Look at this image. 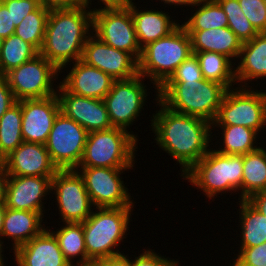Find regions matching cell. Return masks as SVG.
Masks as SVG:
<instances>
[{"mask_svg":"<svg viewBox=\"0 0 266 266\" xmlns=\"http://www.w3.org/2000/svg\"><path fill=\"white\" fill-rule=\"evenodd\" d=\"M158 110L151 116V130L158 147L168 153L180 166L179 175H185L207 152L213 139L210 122L195 116L181 114L166 107L155 94Z\"/></svg>","mask_w":266,"mask_h":266,"instance_id":"obj_1","label":"cell"},{"mask_svg":"<svg viewBox=\"0 0 266 266\" xmlns=\"http://www.w3.org/2000/svg\"><path fill=\"white\" fill-rule=\"evenodd\" d=\"M92 29L93 12L84 6L51 7L39 53L62 73L82 59Z\"/></svg>","mask_w":266,"mask_h":266,"instance_id":"obj_2","label":"cell"},{"mask_svg":"<svg viewBox=\"0 0 266 266\" xmlns=\"http://www.w3.org/2000/svg\"><path fill=\"white\" fill-rule=\"evenodd\" d=\"M242 175L243 155H226L210 148L182 177L213 201L220 194L239 191L238 200H242Z\"/></svg>","mask_w":266,"mask_h":266,"instance_id":"obj_3","label":"cell"},{"mask_svg":"<svg viewBox=\"0 0 266 266\" xmlns=\"http://www.w3.org/2000/svg\"><path fill=\"white\" fill-rule=\"evenodd\" d=\"M227 89L206 79L191 82H165L158 99L169 109L214 122Z\"/></svg>","mask_w":266,"mask_h":266,"instance_id":"obj_4","label":"cell"},{"mask_svg":"<svg viewBox=\"0 0 266 266\" xmlns=\"http://www.w3.org/2000/svg\"><path fill=\"white\" fill-rule=\"evenodd\" d=\"M134 207L95 208L81 222L87 256L93 261L124 254L118 246L127 237ZM123 252V253H122Z\"/></svg>","mask_w":266,"mask_h":266,"instance_id":"obj_5","label":"cell"},{"mask_svg":"<svg viewBox=\"0 0 266 266\" xmlns=\"http://www.w3.org/2000/svg\"><path fill=\"white\" fill-rule=\"evenodd\" d=\"M192 54L191 37L179 25L166 37L149 43L141 49L138 60V74L150 79L158 89L170 78L176 68Z\"/></svg>","mask_w":266,"mask_h":266,"instance_id":"obj_6","label":"cell"},{"mask_svg":"<svg viewBox=\"0 0 266 266\" xmlns=\"http://www.w3.org/2000/svg\"><path fill=\"white\" fill-rule=\"evenodd\" d=\"M138 141L130 132L121 128L88 132L78 167L133 168Z\"/></svg>","mask_w":266,"mask_h":266,"instance_id":"obj_7","label":"cell"},{"mask_svg":"<svg viewBox=\"0 0 266 266\" xmlns=\"http://www.w3.org/2000/svg\"><path fill=\"white\" fill-rule=\"evenodd\" d=\"M211 125H242L261 134L266 128V90H255L252 83L228 89Z\"/></svg>","mask_w":266,"mask_h":266,"instance_id":"obj_8","label":"cell"},{"mask_svg":"<svg viewBox=\"0 0 266 266\" xmlns=\"http://www.w3.org/2000/svg\"><path fill=\"white\" fill-rule=\"evenodd\" d=\"M59 75H61L60 71L39 53L33 59L11 69L4 77L15 100L20 101L56 95ZM54 80L57 84H54Z\"/></svg>","mask_w":266,"mask_h":266,"instance_id":"obj_9","label":"cell"},{"mask_svg":"<svg viewBox=\"0 0 266 266\" xmlns=\"http://www.w3.org/2000/svg\"><path fill=\"white\" fill-rule=\"evenodd\" d=\"M144 80L140 74L126 80H115L111 90L103 99L112 126L130 132L137 140L138 135L129 131V128L141 116L140 113L145 109L143 106L147 103V96H150Z\"/></svg>","mask_w":266,"mask_h":266,"instance_id":"obj_10","label":"cell"},{"mask_svg":"<svg viewBox=\"0 0 266 266\" xmlns=\"http://www.w3.org/2000/svg\"><path fill=\"white\" fill-rule=\"evenodd\" d=\"M133 168L78 167L94 208L133 207L134 200L120 176Z\"/></svg>","mask_w":266,"mask_h":266,"instance_id":"obj_11","label":"cell"},{"mask_svg":"<svg viewBox=\"0 0 266 266\" xmlns=\"http://www.w3.org/2000/svg\"><path fill=\"white\" fill-rule=\"evenodd\" d=\"M88 132L62 112L56 116L45 147L58 170L77 169L85 149Z\"/></svg>","mask_w":266,"mask_h":266,"instance_id":"obj_12","label":"cell"},{"mask_svg":"<svg viewBox=\"0 0 266 266\" xmlns=\"http://www.w3.org/2000/svg\"><path fill=\"white\" fill-rule=\"evenodd\" d=\"M52 193L61 216L60 223L84 222L95 209L76 169L58 170L52 178Z\"/></svg>","mask_w":266,"mask_h":266,"instance_id":"obj_13","label":"cell"},{"mask_svg":"<svg viewBox=\"0 0 266 266\" xmlns=\"http://www.w3.org/2000/svg\"><path fill=\"white\" fill-rule=\"evenodd\" d=\"M92 33L107 45L128 52L137 61L139 60L141 48L132 14L127 6L94 11Z\"/></svg>","mask_w":266,"mask_h":266,"instance_id":"obj_14","label":"cell"},{"mask_svg":"<svg viewBox=\"0 0 266 266\" xmlns=\"http://www.w3.org/2000/svg\"><path fill=\"white\" fill-rule=\"evenodd\" d=\"M81 60L114 80L130 79L138 74V61L130 53L107 45L93 33L85 43Z\"/></svg>","mask_w":266,"mask_h":266,"instance_id":"obj_15","label":"cell"},{"mask_svg":"<svg viewBox=\"0 0 266 266\" xmlns=\"http://www.w3.org/2000/svg\"><path fill=\"white\" fill-rule=\"evenodd\" d=\"M56 95L60 112L80 124L87 132L113 127L104 100L75 95L68 92L60 83Z\"/></svg>","mask_w":266,"mask_h":266,"instance_id":"obj_16","label":"cell"},{"mask_svg":"<svg viewBox=\"0 0 266 266\" xmlns=\"http://www.w3.org/2000/svg\"><path fill=\"white\" fill-rule=\"evenodd\" d=\"M21 131L24 142L45 144L53 122L60 112L57 95L21 100Z\"/></svg>","mask_w":266,"mask_h":266,"instance_id":"obj_17","label":"cell"},{"mask_svg":"<svg viewBox=\"0 0 266 266\" xmlns=\"http://www.w3.org/2000/svg\"><path fill=\"white\" fill-rule=\"evenodd\" d=\"M53 177L9 176L6 187V208L45 213L42 202L51 194ZM46 198V199H45Z\"/></svg>","mask_w":266,"mask_h":266,"instance_id":"obj_18","label":"cell"},{"mask_svg":"<svg viewBox=\"0 0 266 266\" xmlns=\"http://www.w3.org/2000/svg\"><path fill=\"white\" fill-rule=\"evenodd\" d=\"M9 176L54 177L58 171L45 144L22 142L3 159Z\"/></svg>","mask_w":266,"mask_h":266,"instance_id":"obj_19","label":"cell"},{"mask_svg":"<svg viewBox=\"0 0 266 266\" xmlns=\"http://www.w3.org/2000/svg\"><path fill=\"white\" fill-rule=\"evenodd\" d=\"M47 226L32 240L19 246L14 252L17 266H71L64 258L58 241Z\"/></svg>","mask_w":266,"mask_h":266,"instance_id":"obj_20","label":"cell"},{"mask_svg":"<svg viewBox=\"0 0 266 266\" xmlns=\"http://www.w3.org/2000/svg\"><path fill=\"white\" fill-rule=\"evenodd\" d=\"M72 69L60 84L70 93L94 99H104L115 81L110 75L82 60L71 63Z\"/></svg>","mask_w":266,"mask_h":266,"instance_id":"obj_21","label":"cell"},{"mask_svg":"<svg viewBox=\"0 0 266 266\" xmlns=\"http://www.w3.org/2000/svg\"><path fill=\"white\" fill-rule=\"evenodd\" d=\"M44 213L14 210L6 208L2 233L0 236V249L4 251V239L8 241L11 238L13 242L11 245V252H13L21 245L32 240L35 236L39 235L45 228ZM3 239V241H2ZM4 246V247H3Z\"/></svg>","mask_w":266,"mask_h":266,"instance_id":"obj_22","label":"cell"},{"mask_svg":"<svg viewBox=\"0 0 266 266\" xmlns=\"http://www.w3.org/2000/svg\"><path fill=\"white\" fill-rule=\"evenodd\" d=\"M133 1L131 0L127 7L132 14L135 32L141 49L149 43L166 37L180 25L178 20H173V17L168 15L169 12L150 8L141 10V7L137 6Z\"/></svg>","mask_w":266,"mask_h":266,"instance_id":"obj_23","label":"cell"},{"mask_svg":"<svg viewBox=\"0 0 266 266\" xmlns=\"http://www.w3.org/2000/svg\"><path fill=\"white\" fill-rule=\"evenodd\" d=\"M239 61V62H238ZM235 67L239 87H250V82L266 78V33H258L252 40L242 43Z\"/></svg>","mask_w":266,"mask_h":266,"instance_id":"obj_24","label":"cell"},{"mask_svg":"<svg viewBox=\"0 0 266 266\" xmlns=\"http://www.w3.org/2000/svg\"><path fill=\"white\" fill-rule=\"evenodd\" d=\"M191 37L192 52L212 51L238 60L242 42L229 27L207 30H186Z\"/></svg>","mask_w":266,"mask_h":266,"instance_id":"obj_25","label":"cell"},{"mask_svg":"<svg viewBox=\"0 0 266 266\" xmlns=\"http://www.w3.org/2000/svg\"><path fill=\"white\" fill-rule=\"evenodd\" d=\"M215 127H217V131L222 130L219 139L221 140L219 142L221 147H215V150L219 153L226 155H245L260 147L257 146L260 144V142L258 143L257 141L261 137L251 128L242 125H212V130H214Z\"/></svg>","mask_w":266,"mask_h":266,"instance_id":"obj_26","label":"cell"},{"mask_svg":"<svg viewBox=\"0 0 266 266\" xmlns=\"http://www.w3.org/2000/svg\"><path fill=\"white\" fill-rule=\"evenodd\" d=\"M240 233L241 239L239 246V252L243 248H250L257 245H261L266 242V218L258 210H256L247 200L238 201Z\"/></svg>","mask_w":266,"mask_h":266,"instance_id":"obj_27","label":"cell"},{"mask_svg":"<svg viewBox=\"0 0 266 266\" xmlns=\"http://www.w3.org/2000/svg\"><path fill=\"white\" fill-rule=\"evenodd\" d=\"M51 232L56 237L64 258L71 266H86L94 263L87 256L82 223H64L62 227ZM74 258H77V261Z\"/></svg>","mask_w":266,"mask_h":266,"instance_id":"obj_28","label":"cell"},{"mask_svg":"<svg viewBox=\"0 0 266 266\" xmlns=\"http://www.w3.org/2000/svg\"><path fill=\"white\" fill-rule=\"evenodd\" d=\"M192 53L195 54L199 60L204 79L219 83L227 90L237 85L234 67L236 63H233L229 57L212 51Z\"/></svg>","mask_w":266,"mask_h":266,"instance_id":"obj_29","label":"cell"},{"mask_svg":"<svg viewBox=\"0 0 266 266\" xmlns=\"http://www.w3.org/2000/svg\"><path fill=\"white\" fill-rule=\"evenodd\" d=\"M243 155L242 200L266 190V147Z\"/></svg>","mask_w":266,"mask_h":266,"instance_id":"obj_30","label":"cell"},{"mask_svg":"<svg viewBox=\"0 0 266 266\" xmlns=\"http://www.w3.org/2000/svg\"><path fill=\"white\" fill-rule=\"evenodd\" d=\"M191 8V15L181 23L185 30L228 27V18L216 0H198Z\"/></svg>","mask_w":266,"mask_h":266,"instance_id":"obj_31","label":"cell"},{"mask_svg":"<svg viewBox=\"0 0 266 266\" xmlns=\"http://www.w3.org/2000/svg\"><path fill=\"white\" fill-rule=\"evenodd\" d=\"M21 100L13 104L0 118V157L4 159L22 142Z\"/></svg>","mask_w":266,"mask_h":266,"instance_id":"obj_32","label":"cell"},{"mask_svg":"<svg viewBox=\"0 0 266 266\" xmlns=\"http://www.w3.org/2000/svg\"><path fill=\"white\" fill-rule=\"evenodd\" d=\"M39 51L29 42L22 40L16 34L3 40L0 53V76H4L11 69L33 59Z\"/></svg>","mask_w":266,"mask_h":266,"instance_id":"obj_33","label":"cell"},{"mask_svg":"<svg viewBox=\"0 0 266 266\" xmlns=\"http://www.w3.org/2000/svg\"><path fill=\"white\" fill-rule=\"evenodd\" d=\"M50 8L42 3L35 11L27 14L15 30L17 36L32 44L38 51L44 42Z\"/></svg>","mask_w":266,"mask_h":266,"instance_id":"obj_34","label":"cell"},{"mask_svg":"<svg viewBox=\"0 0 266 266\" xmlns=\"http://www.w3.org/2000/svg\"><path fill=\"white\" fill-rule=\"evenodd\" d=\"M228 18V27L237 38L245 43L252 40L258 32L245 17L238 0H216Z\"/></svg>","mask_w":266,"mask_h":266,"instance_id":"obj_35","label":"cell"},{"mask_svg":"<svg viewBox=\"0 0 266 266\" xmlns=\"http://www.w3.org/2000/svg\"><path fill=\"white\" fill-rule=\"evenodd\" d=\"M245 17L258 33H266V2L264 0H238Z\"/></svg>","mask_w":266,"mask_h":266,"instance_id":"obj_36","label":"cell"},{"mask_svg":"<svg viewBox=\"0 0 266 266\" xmlns=\"http://www.w3.org/2000/svg\"><path fill=\"white\" fill-rule=\"evenodd\" d=\"M199 60L191 54L184 60L166 82H191L203 80Z\"/></svg>","mask_w":266,"mask_h":266,"instance_id":"obj_37","label":"cell"},{"mask_svg":"<svg viewBox=\"0 0 266 266\" xmlns=\"http://www.w3.org/2000/svg\"><path fill=\"white\" fill-rule=\"evenodd\" d=\"M235 255L232 260L237 266H266V242L243 248Z\"/></svg>","mask_w":266,"mask_h":266,"instance_id":"obj_38","label":"cell"},{"mask_svg":"<svg viewBox=\"0 0 266 266\" xmlns=\"http://www.w3.org/2000/svg\"><path fill=\"white\" fill-rule=\"evenodd\" d=\"M2 3L9 10L12 22L17 27L27 14L35 11L42 4V0H7Z\"/></svg>","mask_w":266,"mask_h":266,"instance_id":"obj_39","label":"cell"},{"mask_svg":"<svg viewBox=\"0 0 266 266\" xmlns=\"http://www.w3.org/2000/svg\"><path fill=\"white\" fill-rule=\"evenodd\" d=\"M142 253L134 256V259L129 257V266H176L177 261L164 257L155 252L154 249H142Z\"/></svg>","mask_w":266,"mask_h":266,"instance_id":"obj_40","label":"cell"},{"mask_svg":"<svg viewBox=\"0 0 266 266\" xmlns=\"http://www.w3.org/2000/svg\"><path fill=\"white\" fill-rule=\"evenodd\" d=\"M16 102L7 79L0 76V118Z\"/></svg>","mask_w":266,"mask_h":266,"instance_id":"obj_41","label":"cell"},{"mask_svg":"<svg viewBox=\"0 0 266 266\" xmlns=\"http://www.w3.org/2000/svg\"><path fill=\"white\" fill-rule=\"evenodd\" d=\"M16 26L12 22V17L7 7L0 2V36L8 38L10 35L15 34Z\"/></svg>","mask_w":266,"mask_h":266,"instance_id":"obj_42","label":"cell"},{"mask_svg":"<svg viewBox=\"0 0 266 266\" xmlns=\"http://www.w3.org/2000/svg\"><path fill=\"white\" fill-rule=\"evenodd\" d=\"M91 2L92 0H81V6H84L87 10L94 12L98 9L123 8L126 7L131 2V0H99L98 3H103V6L101 5L99 8L93 9H90V7H92Z\"/></svg>","mask_w":266,"mask_h":266,"instance_id":"obj_43","label":"cell"},{"mask_svg":"<svg viewBox=\"0 0 266 266\" xmlns=\"http://www.w3.org/2000/svg\"><path fill=\"white\" fill-rule=\"evenodd\" d=\"M247 201L266 218V190L254 193Z\"/></svg>","mask_w":266,"mask_h":266,"instance_id":"obj_44","label":"cell"},{"mask_svg":"<svg viewBox=\"0 0 266 266\" xmlns=\"http://www.w3.org/2000/svg\"><path fill=\"white\" fill-rule=\"evenodd\" d=\"M129 253L120 256L104 258L94 262L96 266H129Z\"/></svg>","mask_w":266,"mask_h":266,"instance_id":"obj_45","label":"cell"},{"mask_svg":"<svg viewBox=\"0 0 266 266\" xmlns=\"http://www.w3.org/2000/svg\"><path fill=\"white\" fill-rule=\"evenodd\" d=\"M9 174L5 165L0 164V203H5L6 200V187L8 182Z\"/></svg>","mask_w":266,"mask_h":266,"instance_id":"obj_46","label":"cell"},{"mask_svg":"<svg viewBox=\"0 0 266 266\" xmlns=\"http://www.w3.org/2000/svg\"><path fill=\"white\" fill-rule=\"evenodd\" d=\"M50 7L81 6V0H42Z\"/></svg>","mask_w":266,"mask_h":266,"instance_id":"obj_47","label":"cell"},{"mask_svg":"<svg viewBox=\"0 0 266 266\" xmlns=\"http://www.w3.org/2000/svg\"><path fill=\"white\" fill-rule=\"evenodd\" d=\"M197 1L198 0H159V3H162L163 2L164 3L163 6H165V5L168 6L169 5L170 7H173L172 5H174V7L177 6V8H178V6H180V8H181V6H182V8H183L185 6L191 7Z\"/></svg>","mask_w":266,"mask_h":266,"instance_id":"obj_48","label":"cell"},{"mask_svg":"<svg viewBox=\"0 0 266 266\" xmlns=\"http://www.w3.org/2000/svg\"><path fill=\"white\" fill-rule=\"evenodd\" d=\"M5 210H6L5 203H0V236H1V233H2Z\"/></svg>","mask_w":266,"mask_h":266,"instance_id":"obj_49","label":"cell"},{"mask_svg":"<svg viewBox=\"0 0 266 266\" xmlns=\"http://www.w3.org/2000/svg\"><path fill=\"white\" fill-rule=\"evenodd\" d=\"M3 253L4 252L0 249V266H6V264L4 262L6 260H4V258H3V257H5V259H6V256H3L4 255Z\"/></svg>","mask_w":266,"mask_h":266,"instance_id":"obj_50","label":"cell"},{"mask_svg":"<svg viewBox=\"0 0 266 266\" xmlns=\"http://www.w3.org/2000/svg\"><path fill=\"white\" fill-rule=\"evenodd\" d=\"M3 40H4V38H2V37L0 36V53H1V47H2V44H3Z\"/></svg>","mask_w":266,"mask_h":266,"instance_id":"obj_51","label":"cell"},{"mask_svg":"<svg viewBox=\"0 0 266 266\" xmlns=\"http://www.w3.org/2000/svg\"><path fill=\"white\" fill-rule=\"evenodd\" d=\"M176 266H181V264H179V261L177 260Z\"/></svg>","mask_w":266,"mask_h":266,"instance_id":"obj_52","label":"cell"},{"mask_svg":"<svg viewBox=\"0 0 266 266\" xmlns=\"http://www.w3.org/2000/svg\"><path fill=\"white\" fill-rule=\"evenodd\" d=\"M3 163V159L0 157V164H2Z\"/></svg>","mask_w":266,"mask_h":266,"instance_id":"obj_53","label":"cell"},{"mask_svg":"<svg viewBox=\"0 0 266 266\" xmlns=\"http://www.w3.org/2000/svg\"><path fill=\"white\" fill-rule=\"evenodd\" d=\"M230 266H237V265L233 262L232 265H231V263H230Z\"/></svg>","mask_w":266,"mask_h":266,"instance_id":"obj_54","label":"cell"},{"mask_svg":"<svg viewBox=\"0 0 266 266\" xmlns=\"http://www.w3.org/2000/svg\"><path fill=\"white\" fill-rule=\"evenodd\" d=\"M86 266H96V265L93 263V264H89V265H86Z\"/></svg>","mask_w":266,"mask_h":266,"instance_id":"obj_55","label":"cell"}]
</instances>
